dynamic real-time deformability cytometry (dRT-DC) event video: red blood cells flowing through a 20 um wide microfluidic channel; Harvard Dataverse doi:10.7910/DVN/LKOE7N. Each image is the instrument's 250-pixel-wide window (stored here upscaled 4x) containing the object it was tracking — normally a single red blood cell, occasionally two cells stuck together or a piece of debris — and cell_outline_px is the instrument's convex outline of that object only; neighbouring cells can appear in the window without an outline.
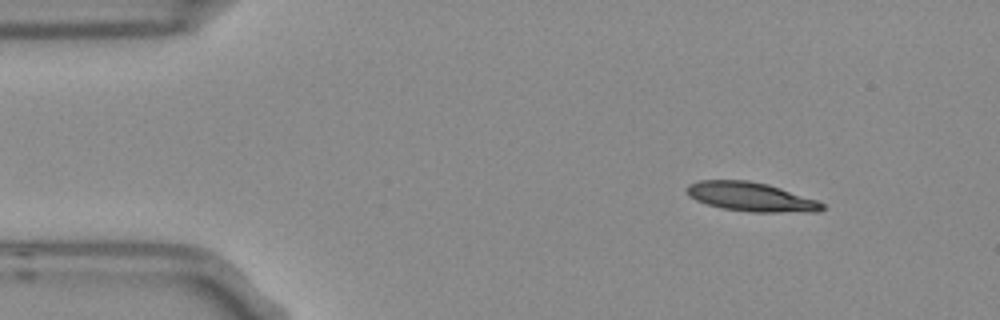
{"species": "Egyptian fruit bat (a non-hibernating species)", "species_latin": "Rousettus aegyptiacus", "temperature_condition": "room temperature", "stored_images_in_passage": 6, "camera_frame_rate_fps": 3000, "um_per_image_px": 0.085, "frame": {"image": 1, "passage_image": 6, "time_ms": 1.667, "image_size_px": [1000, 320], "cell_outline_px": [[824, 208], [816, 212], [752, 212], [724, 208], [708, 204], [696, 200], [688, 196], [684, 188], [688, 184], [700, 180], [748, 180], [768, 184], [816, 200], [824, 204]], "centroid_in_image_um": [63.79, 16.72], "position_along_channel_um": 21.2, "area_um2": 22.83}}